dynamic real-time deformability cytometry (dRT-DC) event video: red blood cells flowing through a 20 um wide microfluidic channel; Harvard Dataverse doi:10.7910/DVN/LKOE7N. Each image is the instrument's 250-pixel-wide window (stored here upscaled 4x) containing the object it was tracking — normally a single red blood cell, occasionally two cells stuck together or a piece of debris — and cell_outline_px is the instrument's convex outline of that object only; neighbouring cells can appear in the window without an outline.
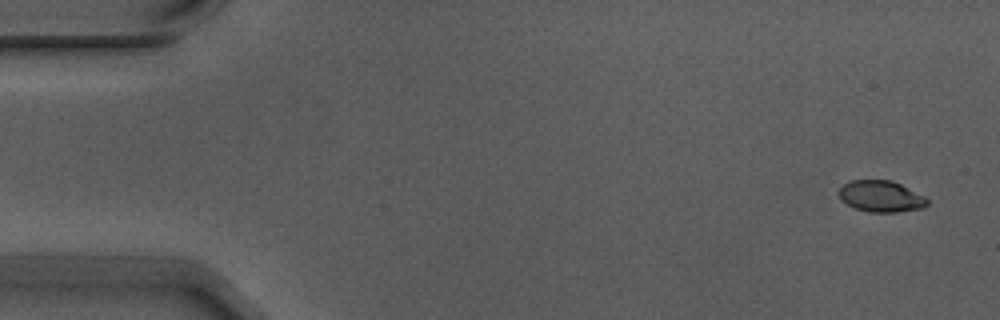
{"species": "Egyptian fruit bat (a non-hibernating species)", "species_latin": "Rousettus aegyptiacus", "temperature_condition": "warm", "stored_images_in_passage": 7, "camera_frame_rate_fps": 3000, "um_per_image_px": 0.085, "animal": {"sex": "male"}, "frame": {"image": 1, "passage_image": 1, "time_ms": 0.0, "image_size_px": [1000, 320], "cell_outline_px": [[928, 204], [924, 208], [896, 212], [868, 212], [856, 208], [848, 204], [840, 196], [840, 188], [848, 180], [892, 180], [924, 196], [928, 200]], "centroid_in_image_um": [74.91, 16.68], "position_along_channel_um": 10.1, "area_um2": 15.95}}
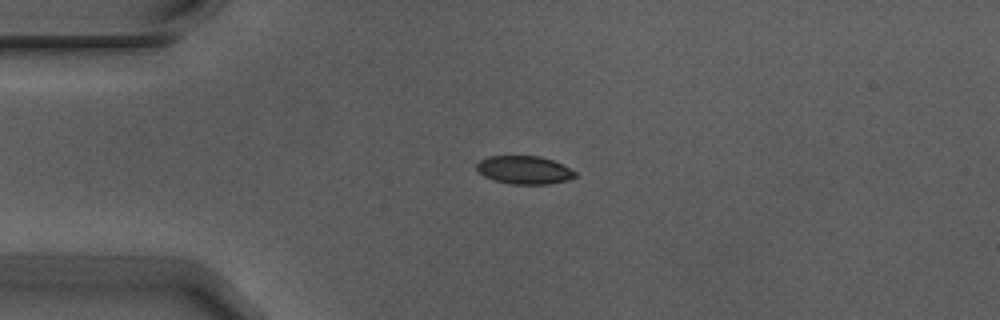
{"frame": {"image": 2, "passage_image": 4, "time_ms": 1.0, "image_size_px": [1000, 320], "cell_outline_px": [[576, 176], [568, 180], [548, 184], [512, 184], [496, 180], [484, 176], [476, 168], [476, 164], [480, 160], [488, 156], [540, 156], [552, 160], [576, 172]], "centroid_in_image_um": [44.55, 14.44], "position_along_channel_um": 40.4, "area_um2": 15.95}}
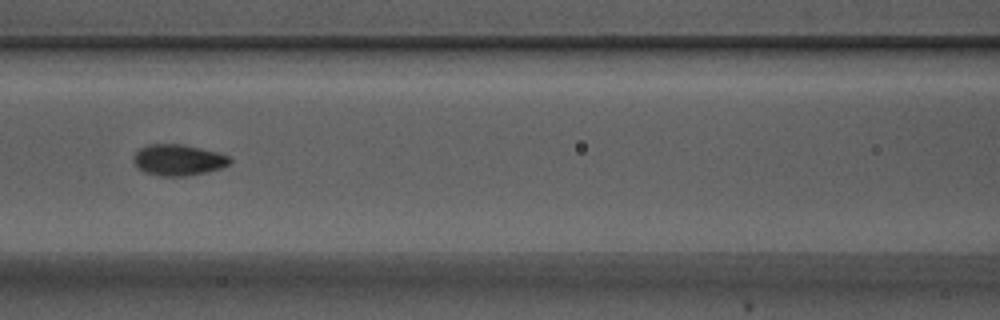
{"frame": {"image": 3, "passage_image": 7, "time_ms": 2.0, "image_size_px": [1000, 320], "cell_outline_px": [[232, 160], [228, 164], [220, 168], [204, 172], [184, 176], [160, 176], [144, 172], [136, 168], [132, 160], [132, 156], [140, 148], [148, 144], [184, 144], [216, 152], [228, 156]], "centroid_in_image_um": [15.08, 13.59], "position_along_channel_um": 151.5, "area_um2": 17.46}}